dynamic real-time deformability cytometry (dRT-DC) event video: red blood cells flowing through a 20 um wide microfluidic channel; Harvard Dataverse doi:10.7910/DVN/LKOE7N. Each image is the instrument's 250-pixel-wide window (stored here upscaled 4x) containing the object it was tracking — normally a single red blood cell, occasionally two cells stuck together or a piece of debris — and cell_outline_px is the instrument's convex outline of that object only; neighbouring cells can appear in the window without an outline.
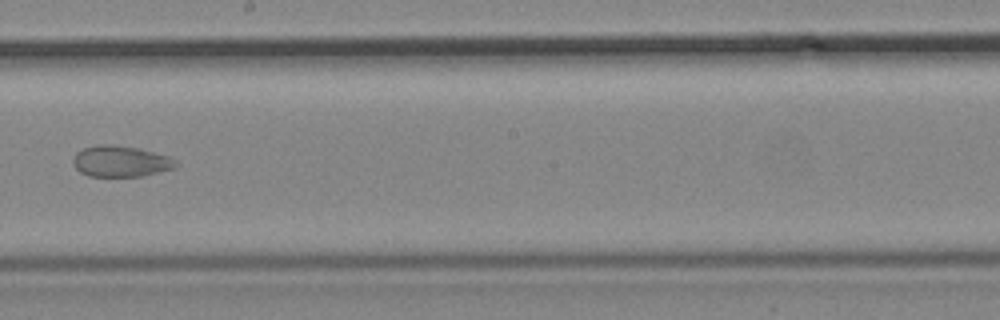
{"species": "common noctule bat (a hibernating species)", "species_latin": "Nyctalus noctula", "temperature_condition": "cold", "stored_images_in_passage": 12, "camera_frame_rate_fps": 3000, "um_per_image_px": 0.085, "animal": {"sex": "male", "body_mass_g": 19.2, "forearm_length_mm": 51.8}, "frame": {"image": 1, "passage_image": 12, "time_ms": 14.667, "image_size_px": [1000, 320], "cell_outline_px": [[180, 164], [176, 168], [140, 176], [88, 176], [80, 172], [72, 164], [72, 156], [76, 152], [84, 148], [100, 144], [112, 144], [136, 148], [168, 156], [176, 160]], "centroid_in_image_um": [10.23, 13.71], "position_along_channel_um": 238.0, "area_um2": 18.67}}